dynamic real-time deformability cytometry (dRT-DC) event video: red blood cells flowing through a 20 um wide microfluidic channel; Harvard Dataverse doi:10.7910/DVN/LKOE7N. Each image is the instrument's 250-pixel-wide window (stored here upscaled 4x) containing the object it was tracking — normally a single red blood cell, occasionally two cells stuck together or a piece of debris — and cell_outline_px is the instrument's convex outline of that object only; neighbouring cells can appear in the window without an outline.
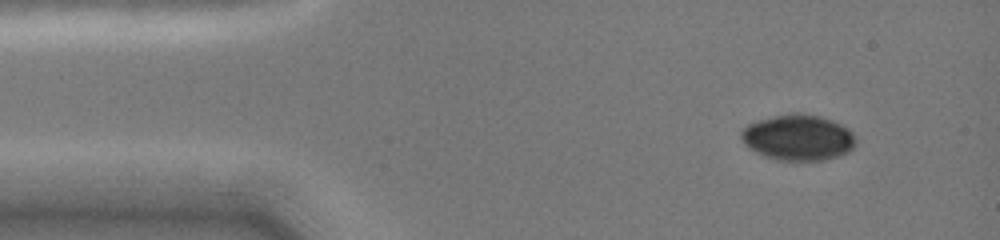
{"species": "common noctule bat (a hibernating species)", "species_latin": "Nyctalus noctula", "temperature_condition": "cold", "stored_images_in_passage": 32, "camera_frame_rate_fps": 3000, "um_per_image_px": 0.085, "animal": {"sex": "female", "body_mass_g": 19.0, "forearm_length_mm": 51.5}, "frame": {"image": 1, "passage_image": 1, "time_ms": 0.0, "image_size_px": [1000, 240], "cell_outline_px": [[856, 144], [848, 152], [840, 156], [824, 160], [776, 160], [764, 156], [748, 148], [744, 144], [740, 136], [740, 132], [748, 124], [756, 120], [792, 112], [800, 112], [820, 116], [832, 120], [848, 128], [852, 132], [856, 140]], "centroid_in_image_um": [67.83, 11.68], "position_along_channel_um": 17.2, "area_um2": 30.92}}
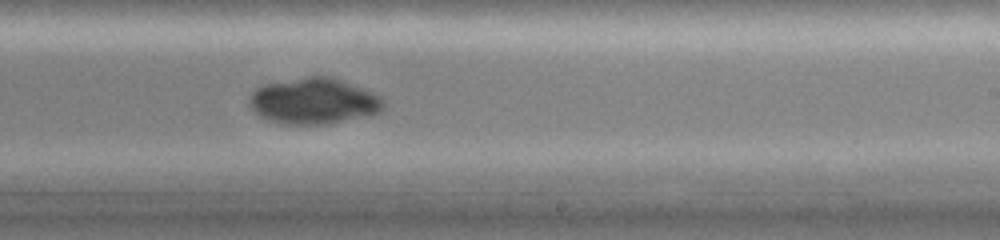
{"frame": {"image": 2, "passage_image": 22, "time_ms": 8.0, "image_size_px": [1000, 240], "cell_outline_px": [[384, 112], [372, 116], [328, 124], [280, 124], [268, 120], [260, 116], [248, 104], [248, 96], [256, 88], [264, 84], [308, 76], [332, 76], [372, 92], [380, 96], [384, 100]], "centroid_in_image_um": [26.7, 8.6], "position_along_channel_um": 262.3, "area_um2": 36.53}}
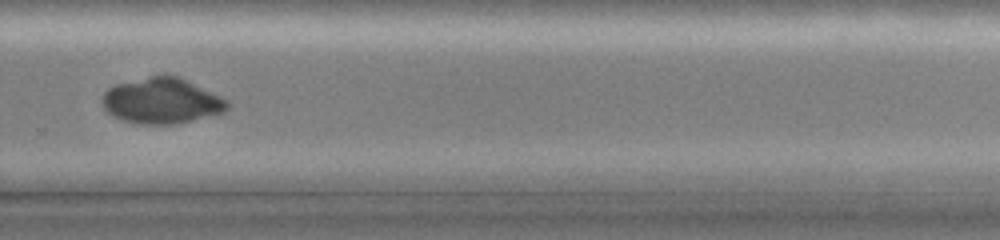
{"frame": {"image": 3, "passage_image": 27, "time_ms": 9.333, "image_size_px": [1000, 240], "cell_outline_px": [[232, 104], [224, 112], [192, 120], [172, 124], [136, 124], [120, 120], [112, 116], [104, 108], [100, 100], [100, 96], [108, 88], [116, 84], [152, 76], [176, 76], [220, 96], [228, 100]], "centroid_in_image_um": [13.7, 8.6], "position_along_channel_um": 316.1, "area_um2": 33.12}}